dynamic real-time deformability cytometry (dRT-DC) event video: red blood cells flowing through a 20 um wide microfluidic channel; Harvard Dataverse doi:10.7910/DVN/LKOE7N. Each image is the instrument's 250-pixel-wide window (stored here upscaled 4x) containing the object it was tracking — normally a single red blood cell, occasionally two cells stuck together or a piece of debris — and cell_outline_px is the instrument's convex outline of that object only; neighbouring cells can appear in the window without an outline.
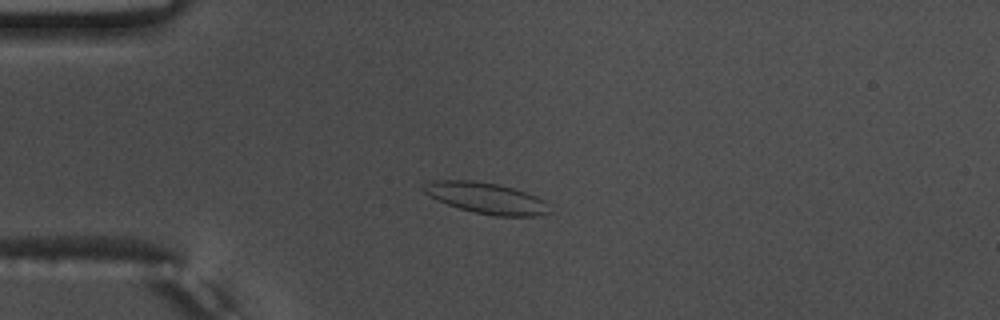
{"species": "common noctule bat (a hibernating species)", "species_latin": "Nyctalus noctula", "temperature_condition": "warm", "stored_images_in_passage": 53, "camera_frame_rate_fps": 3000, "um_per_image_px": 0.085, "animal": {"sex": "male", "body_mass_g": 17.5, "forearm_length_mm": 52.3}, "frame": {"image": 1, "passage_image": 12, "time_ms": 3.667, "image_size_px": [1000, 320], "cell_outline_px": [[548, 212], [536, 216], [492, 216], [460, 208], [436, 200], [424, 192], [420, 188], [424, 184], [432, 180], [472, 180], [500, 184], [536, 196], [544, 200]], "centroid_in_image_um": [41.26, 16.82], "position_along_channel_um": 43.7, "area_um2": 22.54}}
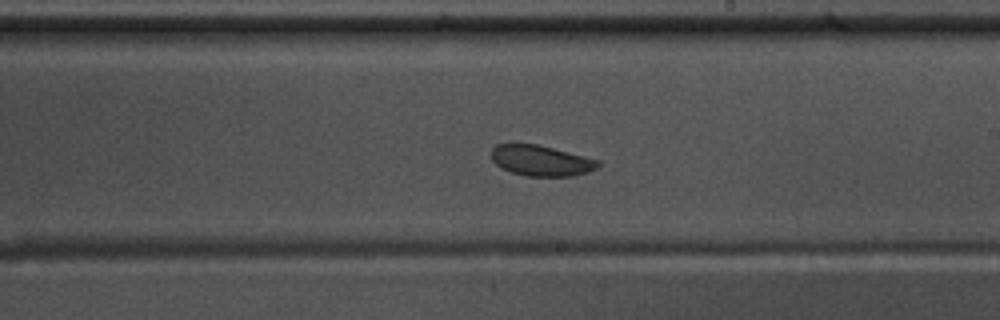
{"frame": {"image": 2, "passage_image": 30, "time_ms": 9.667, "image_size_px": [1000, 320], "cell_outline_px": [[600, 164], [596, 168], [588, 172], [572, 176], [524, 176], [500, 168], [492, 160], [492, 148], [496, 144], [512, 140], [536, 144], [600, 160]], "centroid_in_image_um": [45.91, 13.61], "position_along_channel_um": 243.1, "area_um2": 19.54}}
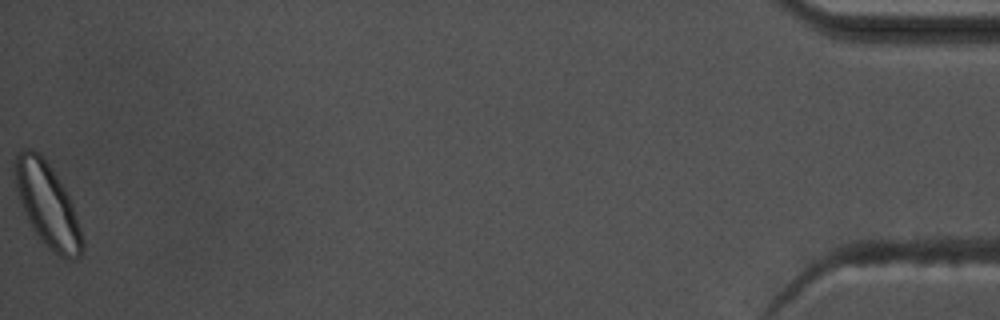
{"frame": {"image": 3, "passage_image": 53, "time_ms": 17.333, "image_size_px": [1000, 320], "cell_outline_px": [[84, 248], [80, 256], [72, 260], [68, 260], [60, 256], [48, 248], [40, 240], [32, 228], [28, 220], [20, 200], [16, 188], [12, 164], [16, 152], [20, 148], [32, 148], [40, 152], [52, 168], [64, 188], [72, 204], [84, 240]], "centroid_in_image_um": [4.0, 17.37], "position_along_channel_um": 431.2, "area_um2": 33.12}, "authors_computed_cell_mechanics": {"area_um2": 22.0796, "velocity_mm_per_s": 3.7355, "shape_relaxation_time_tau1_ms": 2.2433, "shape_relaxation_time_tau2_ms": 1.6646, "deformation_change_tau1": 0.1027, "deformation_change_tau2": 0.0571}}